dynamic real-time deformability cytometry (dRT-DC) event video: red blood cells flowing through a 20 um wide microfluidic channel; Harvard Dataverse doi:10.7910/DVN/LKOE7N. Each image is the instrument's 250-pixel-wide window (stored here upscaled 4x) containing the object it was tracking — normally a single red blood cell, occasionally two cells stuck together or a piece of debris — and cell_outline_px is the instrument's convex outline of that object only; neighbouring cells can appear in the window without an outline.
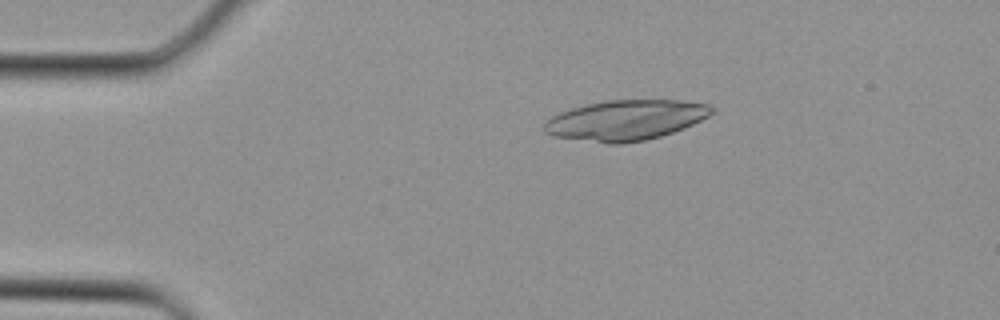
{"species": "Egyptian fruit bat (a non-hibernating species)", "species_latin": "Rousettus aegyptiacus", "temperature_condition": "cold", "stored_images_in_passage": 2, "camera_frame_rate_fps": 3000, "um_per_image_px": 0.085, "animal": {"sex": "female"}, "frame": {"image": 1, "passage_image": 1, "time_ms": 0.0, "image_size_px": [1000, 320], "cell_outline_px": [[716, 108], [708, 116], [684, 128], [660, 136], [644, 140], [620, 144], [608, 144], [552, 136], [544, 132], [544, 124], [552, 116], [560, 112], [572, 108], [588, 104], [608, 100], [680, 100], [708, 104]], "centroid_in_image_um": [53.18, 10.21], "position_along_channel_um": 31.8, "area_um2": 39.13}}